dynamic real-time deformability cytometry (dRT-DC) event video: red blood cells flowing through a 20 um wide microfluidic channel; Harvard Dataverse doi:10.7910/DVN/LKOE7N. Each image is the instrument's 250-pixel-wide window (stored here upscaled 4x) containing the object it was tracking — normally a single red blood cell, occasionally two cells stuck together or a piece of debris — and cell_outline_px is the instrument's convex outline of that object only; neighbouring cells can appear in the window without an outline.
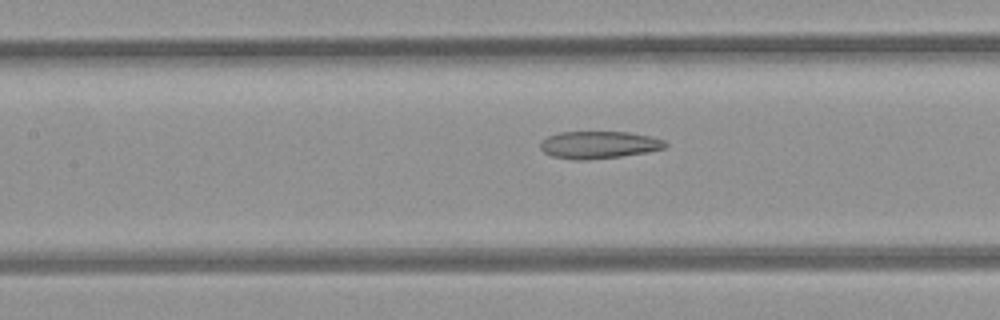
{"species": "common noctule bat (a hibernating species)", "species_latin": "Nyctalus noctula", "temperature_condition": "room temperature", "stored_images_in_passage": 25, "camera_frame_rate_fps": 3000, "um_per_image_px": 0.085, "animal": {"sex": "female", "body_mass_g": 21.9}, "frame": {"image": 1, "passage_image": 8, "time_ms": 2.333, "image_size_px": [1000, 320], "cell_outline_px": [[668, 144], [664, 148], [648, 152], [620, 156], [588, 160], [572, 160], [552, 156], [544, 152], [540, 148], [540, 140], [548, 136], [560, 132], [632, 132], [652, 136], [664, 140]], "centroid_in_image_um": [50.9, 12.31], "position_along_channel_um": 156.5, "area_um2": 20.11}}
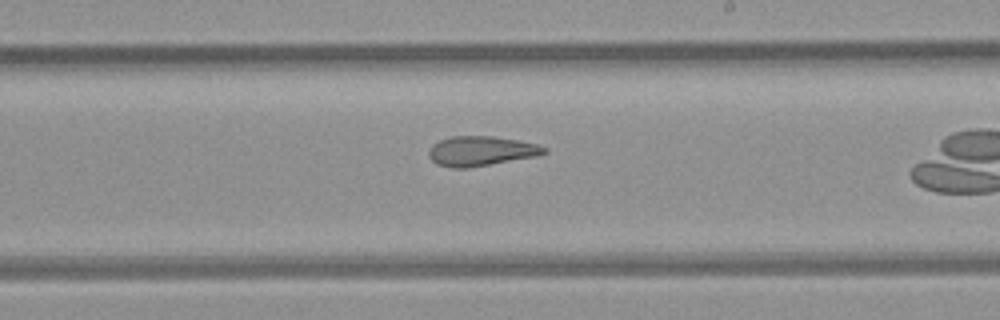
{"frame": {"image": 2, "passage_image": 15, "time_ms": 4.667, "image_size_px": [1000, 320], "cell_outline_px": [[548, 152], [540, 156], [468, 168], [452, 168], [436, 164], [428, 156], [428, 148], [432, 144], [440, 140], [452, 136], [492, 136], [516, 140], [536, 144], [548, 148]], "centroid_in_image_um": [40.89, 12.85], "position_along_channel_um": 248.1, "area_um2": 20.23}}
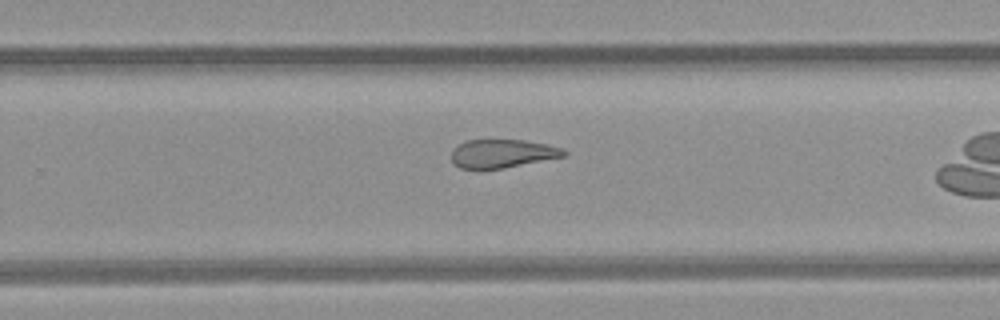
{"frame": {"image": 3, "passage_image": 18, "time_ms": 5.667, "image_size_px": [1000, 320], "cell_outline_px": [[568, 152], [564, 156], [504, 168], [480, 172], [476, 172], [460, 168], [452, 164], [452, 148], [456, 144], [464, 140], [524, 140], [548, 144], [564, 148]], "centroid_in_image_um": [42.61, 13.08], "position_along_channel_um": 287.2, "area_um2": 19.42}}